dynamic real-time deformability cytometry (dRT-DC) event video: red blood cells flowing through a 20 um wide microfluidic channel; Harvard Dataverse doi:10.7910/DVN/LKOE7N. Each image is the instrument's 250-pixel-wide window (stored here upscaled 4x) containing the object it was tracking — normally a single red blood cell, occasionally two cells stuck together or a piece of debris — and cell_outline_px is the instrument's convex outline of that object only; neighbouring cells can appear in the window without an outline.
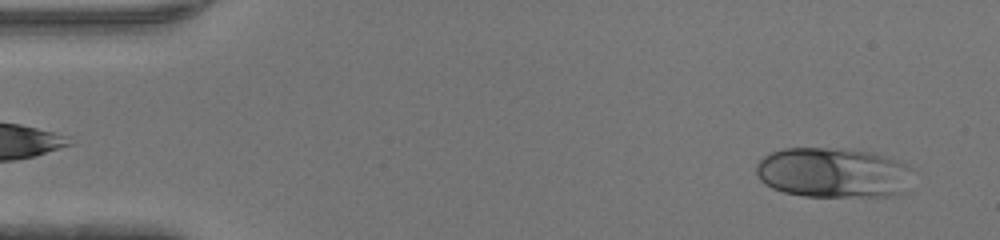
{"species": "human", "species_latin": "Homo sapiens", "temperature_condition": "warm", "stored_images_in_passage": 44, "camera_frame_rate_fps": 3000, "um_per_image_px": 0.085, "donor": {"sex": "male"}, "frame": {"image": 1, "passage_image": 2, "time_ms": 0.333, "image_size_px": [1000, 240], "cell_outline_px": [[912, 168], [908, 192], [888, 196], [804, 196], [784, 192], [772, 188], [764, 184], [760, 180], [756, 172], [756, 164], [764, 156], [772, 152], [784, 148], [828, 148], [872, 152], [900, 160]], "centroid_in_image_um": [70.85, 14.68], "position_along_channel_um": 14.1, "area_um2": 46.12}}
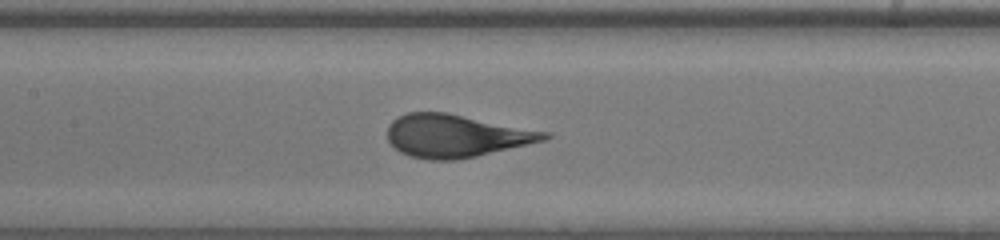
{"frame": {"image": 2, "passage_image": 20, "time_ms": 6.333, "image_size_px": [1000, 240], "cell_outline_px": [[552, 136], [544, 140], [476, 156], [456, 160], [432, 160], [408, 156], [400, 152], [388, 140], [388, 124], [392, 120], [408, 112], [448, 112], [552, 132]], "centroid_in_image_um": [38.77, 11.53], "position_along_channel_um": 168.6, "area_um2": 39.25}}
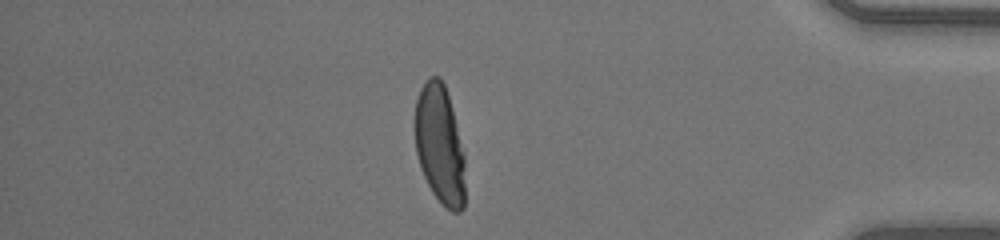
{"frame": {"image": 3, "passage_image": 38, "time_ms": 12.333, "image_size_px": [1000, 240], "cell_outline_px": [[464, 208], [460, 212], [452, 212], [444, 208], [432, 192], [420, 168], [416, 152], [416, 100], [420, 88], [428, 76], [440, 76], [444, 84], [452, 108], [464, 152]], "centroid_in_image_um": [37.39, 12.31], "position_along_channel_um": 397.8, "area_um2": 34.85}}